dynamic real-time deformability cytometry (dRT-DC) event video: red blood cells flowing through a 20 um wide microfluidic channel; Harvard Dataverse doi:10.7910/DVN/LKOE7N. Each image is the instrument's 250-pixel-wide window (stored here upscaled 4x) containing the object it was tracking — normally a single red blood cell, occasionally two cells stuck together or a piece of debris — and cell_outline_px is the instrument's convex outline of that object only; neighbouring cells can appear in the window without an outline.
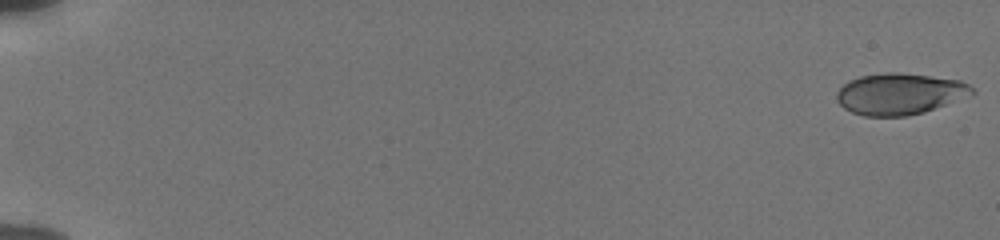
{"species": "human", "species_latin": "Homo sapiens", "temperature_condition": "cold", "stored_images_in_passage": 55, "camera_frame_rate_fps": 3000, "um_per_image_px": 0.085, "donor": {"sex": "male"}, "frame": {"image": 1, "passage_image": 1, "time_ms": 0.0, "image_size_px": [1000, 240], "cell_outline_px": [[976, 92], [972, 96], [924, 112], [904, 116], [864, 116], [852, 112], [844, 108], [836, 100], [836, 92], [848, 80], [860, 76], [888, 72], [896, 72], [960, 80], [968, 84]], "centroid_in_image_um": [76.48, 7.98], "position_along_channel_um": 8.5, "area_um2": 32.71}}
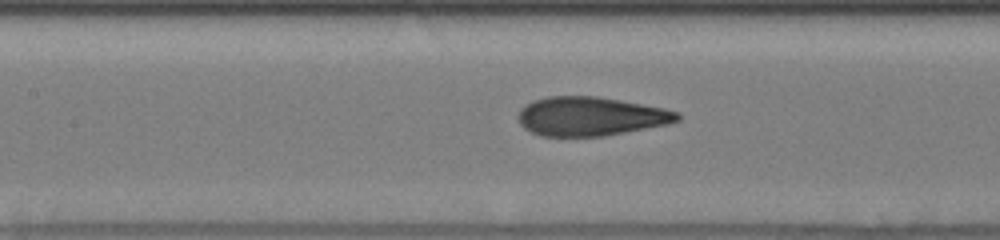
{"frame": {"image": 2, "passage_image": 28, "time_ms": 9.0, "image_size_px": [1000, 240], "cell_outline_px": [[680, 120], [668, 124], [604, 136], [540, 136], [524, 128], [520, 124], [516, 116], [520, 108], [524, 104], [532, 100], [548, 96], [596, 96], [620, 100], [664, 108], [680, 112]], "centroid_in_image_um": [50.16, 9.88], "position_along_channel_um": 157.2, "area_um2": 36.36}}
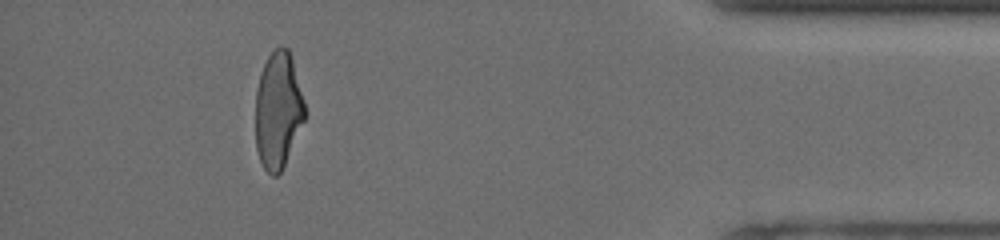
{"frame": {"image": 3, "passage_image": 51, "time_ms": 16.667, "image_size_px": [1000, 240], "cell_outline_px": [[304, 120], [284, 164], [280, 172], [276, 176], [272, 176], [264, 168], [260, 160], [256, 148], [256, 88], [260, 72], [268, 56], [280, 44], [288, 48], [292, 60], [304, 100]], "centroid_in_image_um": [23.61, 9.34], "position_along_channel_um": 411.6, "area_um2": 33.12}, "authors_computed_cell_mechanics": {"area_um2": 35.2002, "velocity_mm_per_s": 3.8605, "shape_relaxation_time_tau1_ms": 4.1761, "shape_relaxation_time_tau2_ms": 0.7376, "deformation_change_tau1": 0.1729, "deformation_change_tau2": 0.0609}}